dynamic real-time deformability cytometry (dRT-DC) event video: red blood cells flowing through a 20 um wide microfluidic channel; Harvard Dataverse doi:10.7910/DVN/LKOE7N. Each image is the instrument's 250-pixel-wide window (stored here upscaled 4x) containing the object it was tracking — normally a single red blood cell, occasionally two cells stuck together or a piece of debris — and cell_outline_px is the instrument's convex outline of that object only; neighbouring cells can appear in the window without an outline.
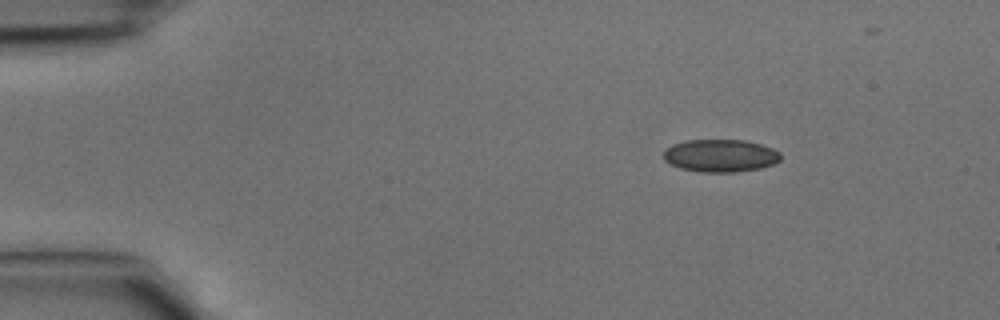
{"species": "common noctule bat (a hibernating species)", "species_latin": "Nyctalus noctula", "temperature_condition": "cold", "stored_images_in_passage": 3, "camera_frame_rate_fps": 3000, "um_per_image_px": 0.085, "animal": {"sex": "male", "body_mass_g": 15.6}, "frame": {"image": 1, "passage_image": 1, "time_ms": 0.0, "image_size_px": [1000, 320], "cell_outline_px": [[780, 160], [772, 164], [760, 168], [736, 172], [700, 172], [680, 168], [664, 160], [664, 152], [672, 144], [684, 140], [744, 140], [760, 144], [772, 148], [780, 152]], "centroid_in_image_um": [61.23, 13.23], "position_along_channel_um": 23.8, "area_um2": 22.2}}
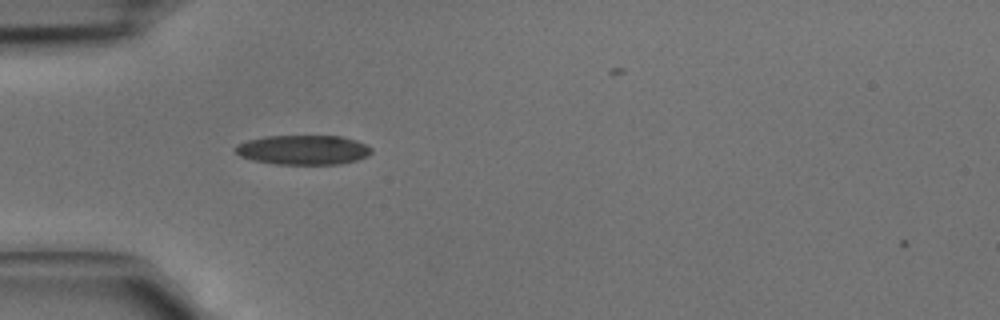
{"frame": {"image": 2, "passage_image": 3, "time_ms": 0.667, "image_size_px": [1000, 320], "cell_outline_px": [[372, 152], [368, 156], [356, 160], [340, 164], [276, 164], [252, 160], [240, 156], [232, 148], [236, 144], [248, 140], [264, 136], [340, 136], [356, 140], [372, 148]], "centroid_in_image_um": [25.74, 12.74], "position_along_channel_um": 59.3, "area_um2": 23.52}}